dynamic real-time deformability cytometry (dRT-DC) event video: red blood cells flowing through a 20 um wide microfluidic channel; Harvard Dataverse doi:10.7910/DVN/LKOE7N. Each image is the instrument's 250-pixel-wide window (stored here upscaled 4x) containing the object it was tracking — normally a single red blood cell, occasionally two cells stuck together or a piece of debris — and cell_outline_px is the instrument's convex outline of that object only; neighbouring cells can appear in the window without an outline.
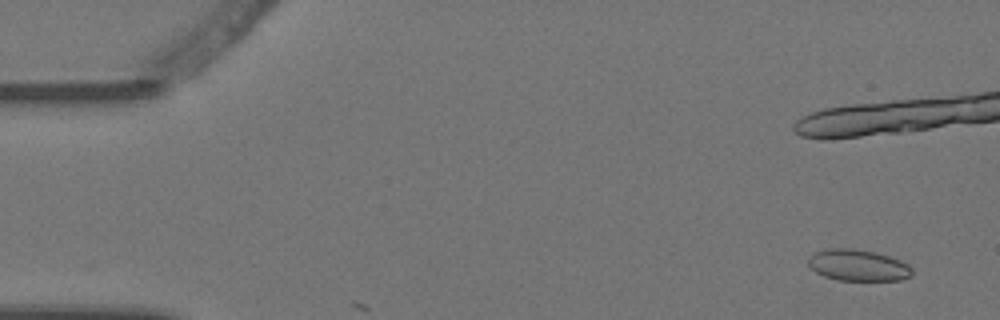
{"species": "Egyptian fruit bat (a non-hibernating species)", "species_latin": "Rousettus aegyptiacus", "temperature_condition": "warm", "stored_images_in_passage": 7, "camera_frame_rate_fps": 3000, "um_per_image_px": 0.085, "animal": {"sex": "female"}, "frame": {"image": 1, "passage_image": 1, "time_ms": 0.0, "image_size_px": [1000, 320], "cell_outline_px": [[912, 276], [900, 280], [836, 280], [824, 276], [808, 268], [808, 256], [816, 252], [828, 248], [852, 248], [876, 252], [900, 260], [908, 264], [912, 268]], "centroid_in_image_um": [72.91, 22.54], "position_along_channel_um": 12.1, "area_um2": 19.19}}